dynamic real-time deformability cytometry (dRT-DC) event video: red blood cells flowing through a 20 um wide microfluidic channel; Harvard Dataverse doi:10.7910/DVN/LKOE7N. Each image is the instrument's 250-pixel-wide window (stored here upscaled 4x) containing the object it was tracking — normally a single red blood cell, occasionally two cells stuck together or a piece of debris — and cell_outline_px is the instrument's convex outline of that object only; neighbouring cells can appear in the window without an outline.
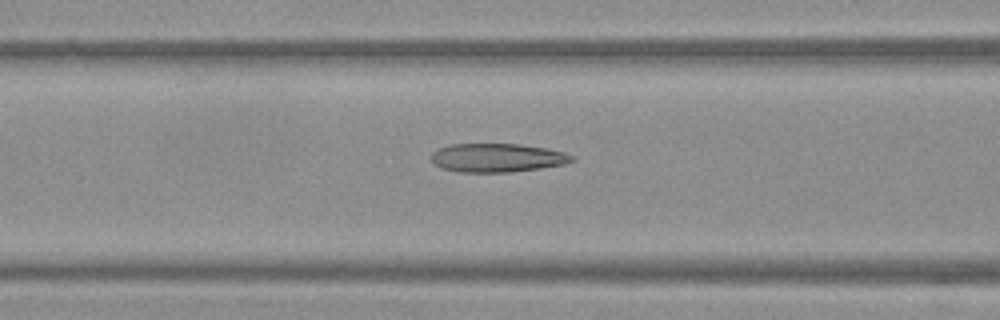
{"species": "Egyptian fruit bat (a non-hibernating species)", "species_latin": "Rousettus aegyptiacus", "temperature_condition": "warm", "stored_images_in_passage": 47, "camera_frame_rate_fps": 3000, "um_per_image_px": 0.085, "frame": {"image": 1, "passage_image": 22, "time_ms": 7.0, "image_size_px": [1000, 320], "cell_outline_px": [[576, 160], [564, 164], [540, 168], [512, 172], [456, 172], [440, 168], [432, 164], [432, 152], [448, 144], [520, 144], [544, 148], [564, 152], [576, 156]], "centroid_in_image_um": [42.25, 13.42], "position_along_channel_um": 124.4, "area_um2": 23.7}}
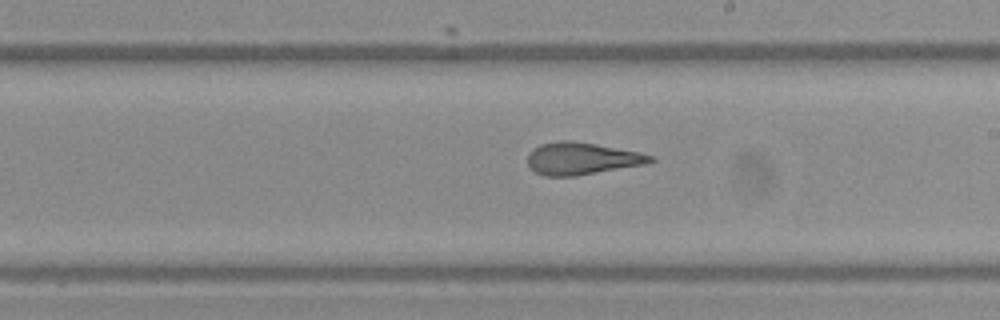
{"frame": {"image": 2, "passage_image": 31, "time_ms": 10.0, "image_size_px": [1000, 320], "cell_outline_px": [[656, 160], [644, 164], [576, 176], [544, 176], [536, 172], [528, 164], [528, 152], [532, 148], [540, 144], [556, 140], [572, 140], [596, 144], [640, 152], [652, 156]], "centroid_in_image_um": [49.41, 13.46], "position_along_channel_um": 239.6, "area_um2": 23.06}}
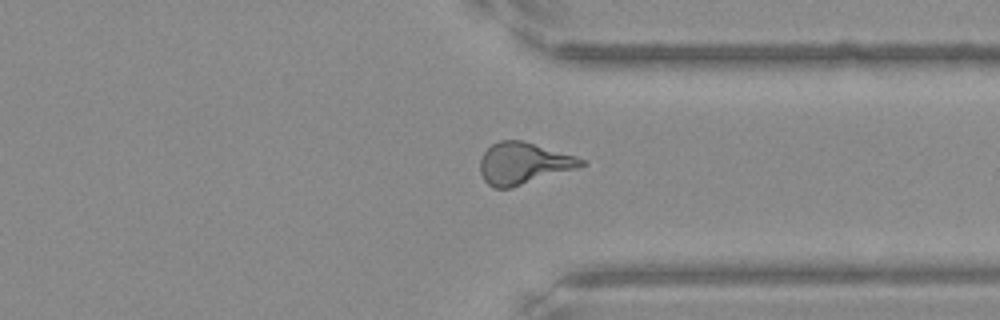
{"frame": {"image": 3, "passage_image": 41, "time_ms": 13.333, "image_size_px": [1000, 320], "cell_outline_px": [[588, 164], [576, 168], [512, 188], [492, 188], [484, 180], [480, 172], [480, 160], [484, 152], [492, 144], [500, 140], [520, 140], [576, 156], [588, 160]], "centroid_in_image_um": [44.49, 13.89], "position_along_channel_um": 366.9, "area_um2": 24.51}}